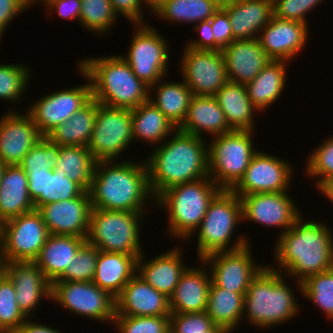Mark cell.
<instances>
[{
	"mask_svg": "<svg viewBox=\"0 0 333 333\" xmlns=\"http://www.w3.org/2000/svg\"><path fill=\"white\" fill-rule=\"evenodd\" d=\"M171 138L157 145L145 160L154 199L174 185L209 177L208 146L204 139L179 129Z\"/></svg>",
	"mask_w": 333,
	"mask_h": 333,
	"instance_id": "6da1fadb",
	"label": "cell"
},
{
	"mask_svg": "<svg viewBox=\"0 0 333 333\" xmlns=\"http://www.w3.org/2000/svg\"><path fill=\"white\" fill-rule=\"evenodd\" d=\"M274 254L284 272L295 277L302 293L303 281L333 268L332 230L322 222L303 223L300 215L289 230L280 234Z\"/></svg>",
	"mask_w": 333,
	"mask_h": 333,
	"instance_id": "7a4b0ae2",
	"label": "cell"
},
{
	"mask_svg": "<svg viewBox=\"0 0 333 333\" xmlns=\"http://www.w3.org/2000/svg\"><path fill=\"white\" fill-rule=\"evenodd\" d=\"M142 162L128 159L120 163L96 162L89 190L92 209L144 212L143 206L149 197L155 202L146 162Z\"/></svg>",
	"mask_w": 333,
	"mask_h": 333,
	"instance_id": "3957f363",
	"label": "cell"
},
{
	"mask_svg": "<svg viewBox=\"0 0 333 333\" xmlns=\"http://www.w3.org/2000/svg\"><path fill=\"white\" fill-rule=\"evenodd\" d=\"M92 58L78 64L91 82L92 98L99 104L134 109L149 100V86L138 79L120 55Z\"/></svg>",
	"mask_w": 333,
	"mask_h": 333,
	"instance_id": "277c9868",
	"label": "cell"
},
{
	"mask_svg": "<svg viewBox=\"0 0 333 333\" xmlns=\"http://www.w3.org/2000/svg\"><path fill=\"white\" fill-rule=\"evenodd\" d=\"M271 268L265 265L260 270L244 296L243 318L263 329L286 323L299 313L295 294L284 281L281 268Z\"/></svg>",
	"mask_w": 333,
	"mask_h": 333,
	"instance_id": "5b68a950",
	"label": "cell"
},
{
	"mask_svg": "<svg viewBox=\"0 0 333 333\" xmlns=\"http://www.w3.org/2000/svg\"><path fill=\"white\" fill-rule=\"evenodd\" d=\"M222 189L210 178L174 185L163 191L156 205L167 210L168 230L174 238L185 240L198 230L210 202ZM158 203V204H157Z\"/></svg>",
	"mask_w": 333,
	"mask_h": 333,
	"instance_id": "8992f818",
	"label": "cell"
},
{
	"mask_svg": "<svg viewBox=\"0 0 333 333\" xmlns=\"http://www.w3.org/2000/svg\"><path fill=\"white\" fill-rule=\"evenodd\" d=\"M242 221L241 198L231 190H221L210 202L198 228L199 260L216 252L236 250L247 245L249 242L244 235L229 245L235 226Z\"/></svg>",
	"mask_w": 333,
	"mask_h": 333,
	"instance_id": "52a82bcc",
	"label": "cell"
},
{
	"mask_svg": "<svg viewBox=\"0 0 333 333\" xmlns=\"http://www.w3.org/2000/svg\"><path fill=\"white\" fill-rule=\"evenodd\" d=\"M145 212L92 209L86 241L103 252L139 258L143 253L140 226Z\"/></svg>",
	"mask_w": 333,
	"mask_h": 333,
	"instance_id": "ba28073f",
	"label": "cell"
},
{
	"mask_svg": "<svg viewBox=\"0 0 333 333\" xmlns=\"http://www.w3.org/2000/svg\"><path fill=\"white\" fill-rule=\"evenodd\" d=\"M253 131L233 130L214 136L208 145L209 177L222 189L231 190L242 178L253 155Z\"/></svg>",
	"mask_w": 333,
	"mask_h": 333,
	"instance_id": "9c48e42d",
	"label": "cell"
},
{
	"mask_svg": "<svg viewBox=\"0 0 333 333\" xmlns=\"http://www.w3.org/2000/svg\"><path fill=\"white\" fill-rule=\"evenodd\" d=\"M131 109L108 107L97 102L88 149L96 162L114 161L132 142Z\"/></svg>",
	"mask_w": 333,
	"mask_h": 333,
	"instance_id": "30bf717a",
	"label": "cell"
},
{
	"mask_svg": "<svg viewBox=\"0 0 333 333\" xmlns=\"http://www.w3.org/2000/svg\"><path fill=\"white\" fill-rule=\"evenodd\" d=\"M51 299L62 308L90 319L113 323L115 298L92 281L56 280L51 284Z\"/></svg>",
	"mask_w": 333,
	"mask_h": 333,
	"instance_id": "8fae6325",
	"label": "cell"
},
{
	"mask_svg": "<svg viewBox=\"0 0 333 333\" xmlns=\"http://www.w3.org/2000/svg\"><path fill=\"white\" fill-rule=\"evenodd\" d=\"M128 54L120 55L133 73L149 87L167 74L169 51L166 40L152 26L136 24Z\"/></svg>",
	"mask_w": 333,
	"mask_h": 333,
	"instance_id": "7c38bea8",
	"label": "cell"
},
{
	"mask_svg": "<svg viewBox=\"0 0 333 333\" xmlns=\"http://www.w3.org/2000/svg\"><path fill=\"white\" fill-rule=\"evenodd\" d=\"M49 233L37 210L1 223V246L5 262L34 261Z\"/></svg>",
	"mask_w": 333,
	"mask_h": 333,
	"instance_id": "4fadbf2b",
	"label": "cell"
},
{
	"mask_svg": "<svg viewBox=\"0 0 333 333\" xmlns=\"http://www.w3.org/2000/svg\"><path fill=\"white\" fill-rule=\"evenodd\" d=\"M78 69L89 83L45 95L37 100L38 102L32 103L34 105L28 109L27 113L32 117L43 137L70 119L92 98L91 82L79 67Z\"/></svg>",
	"mask_w": 333,
	"mask_h": 333,
	"instance_id": "5bb4252c",
	"label": "cell"
},
{
	"mask_svg": "<svg viewBox=\"0 0 333 333\" xmlns=\"http://www.w3.org/2000/svg\"><path fill=\"white\" fill-rule=\"evenodd\" d=\"M180 62L183 81L196 96H215L227 82V70L222 51L183 49Z\"/></svg>",
	"mask_w": 333,
	"mask_h": 333,
	"instance_id": "9a60e30c",
	"label": "cell"
},
{
	"mask_svg": "<svg viewBox=\"0 0 333 333\" xmlns=\"http://www.w3.org/2000/svg\"><path fill=\"white\" fill-rule=\"evenodd\" d=\"M286 160L257 151L240 181L231 189L240 198L249 194L284 192L291 186L293 172Z\"/></svg>",
	"mask_w": 333,
	"mask_h": 333,
	"instance_id": "2e32d148",
	"label": "cell"
},
{
	"mask_svg": "<svg viewBox=\"0 0 333 333\" xmlns=\"http://www.w3.org/2000/svg\"><path fill=\"white\" fill-rule=\"evenodd\" d=\"M249 243L242 248L216 252L204 257L202 265L210 264L211 281L218 287L246 294L252 279L265 265H255Z\"/></svg>",
	"mask_w": 333,
	"mask_h": 333,
	"instance_id": "e0dca14e",
	"label": "cell"
},
{
	"mask_svg": "<svg viewBox=\"0 0 333 333\" xmlns=\"http://www.w3.org/2000/svg\"><path fill=\"white\" fill-rule=\"evenodd\" d=\"M287 191L249 194L241 197L243 220L269 227H280L285 233L301 215Z\"/></svg>",
	"mask_w": 333,
	"mask_h": 333,
	"instance_id": "ac0fdd59",
	"label": "cell"
},
{
	"mask_svg": "<svg viewBox=\"0 0 333 333\" xmlns=\"http://www.w3.org/2000/svg\"><path fill=\"white\" fill-rule=\"evenodd\" d=\"M91 210L90 194L84 191L75 198L45 204L37 211L49 234L87 238Z\"/></svg>",
	"mask_w": 333,
	"mask_h": 333,
	"instance_id": "d6986e66",
	"label": "cell"
},
{
	"mask_svg": "<svg viewBox=\"0 0 333 333\" xmlns=\"http://www.w3.org/2000/svg\"><path fill=\"white\" fill-rule=\"evenodd\" d=\"M42 137L28 113L8 111L0 120V160L6 165H19Z\"/></svg>",
	"mask_w": 333,
	"mask_h": 333,
	"instance_id": "ffe728a7",
	"label": "cell"
},
{
	"mask_svg": "<svg viewBox=\"0 0 333 333\" xmlns=\"http://www.w3.org/2000/svg\"><path fill=\"white\" fill-rule=\"evenodd\" d=\"M5 269L14 285L19 309L27 318L42 298L51 300V283L34 261H8Z\"/></svg>",
	"mask_w": 333,
	"mask_h": 333,
	"instance_id": "44dd1931",
	"label": "cell"
},
{
	"mask_svg": "<svg viewBox=\"0 0 333 333\" xmlns=\"http://www.w3.org/2000/svg\"><path fill=\"white\" fill-rule=\"evenodd\" d=\"M307 24L272 17L261 30L258 40L272 60H293L305 48L308 38Z\"/></svg>",
	"mask_w": 333,
	"mask_h": 333,
	"instance_id": "7402d4cb",
	"label": "cell"
},
{
	"mask_svg": "<svg viewBox=\"0 0 333 333\" xmlns=\"http://www.w3.org/2000/svg\"><path fill=\"white\" fill-rule=\"evenodd\" d=\"M116 314L126 316H170V299L155 290L137 273L115 298Z\"/></svg>",
	"mask_w": 333,
	"mask_h": 333,
	"instance_id": "603a6c76",
	"label": "cell"
},
{
	"mask_svg": "<svg viewBox=\"0 0 333 333\" xmlns=\"http://www.w3.org/2000/svg\"><path fill=\"white\" fill-rule=\"evenodd\" d=\"M228 81L246 85L272 60L257 38L234 40L222 50Z\"/></svg>",
	"mask_w": 333,
	"mask_h": 333,
	"instance_id": "cb8c5ba5",
	"label": "cell"
},
{
	"mask_svg": "<svg viewBox=\"0 0 333 333\" xmlns=\"http://www.w3.org/2000/svg\"><path fill=\"white\" fill-rule=\"evenodd\" d=\"M234 40L255 39L274 16L273 0H222Z\"/></svg>",
	"mask_w": 333,
	"mask_h": 333,
	"instance_id": "d4e9b609",
	"label": "cell"
},
{
	"mask_svg": "<svg viewBox=\"0 0 333 333\" xmlns=\"http://www.w3.org/2000/svg\"><path fill=\"white\" fill-rule=\"evenodd\" d=\"M180 248L175 247L147 262L143 260V254L137 260V274L155 290L168 297L173 294L186 269Z\"/></svg>",
	"mask_w": 333,
	"mask_h": 333,
	"instance_id": "484cf974",
	"label": "cell"
},
{
	"mask_svg": "<svg viewBox=\"0 0 333 333\" xmlns=\"http://www.w3.org/2000/svg\"><path fill=\"white\" fill-rule=\"evenodd\" d=\"M27 178L28 193L34 203L35 210L48 203L75 198L85 191L60 169L29 171Z\"/></svg>",
	"mask_w": 333,
	"mask_h": 333,
	"instance_id": "4316f807",
	"label": "cell"
},
{
	"mask_svg": "<svg viewBox=\"0 0 333 333\" xmlns=\"http://www.w3.org/2000/svg\"><path fill=\"white\" fill-rule=\"evenodd\" d=\"M203 268L187 267L169 297L172 313L206 311L211 274Z\"/></svg>",
	"mask_w": 333,
	"mask_h": 333,
	"instance_id": "83f0119b",
	"label": "cell"
},
{
	"mask_svg": "<svg viewBox=\"0 0 333 333\" xmlns=\"http://www.w3.org/2000/svg\"><path fill=\"white\" fill-rule=\"evenodd\" d=\"M177 129L201 138L202 131L213 137L233 131L214 96L196 95H193L186 117Z\"/></svg>",
	"mask_w": 333,
	"mask_h": 333,
	"instance_id": "f1b7e54d",
	"label": "cell"
},
{
	"mask_svg": "<svg viewBox=\"0 0 333 333\" xmlns=\"http://www.w3.org/2000/svg\"><path fill=\"white\" fill-rule=\"evenodd\" d=\"M85 242L86 238L73 235L49 234L34 262L52 284L64 274Z\"/></svg>",
	"mask_w": 333,
	"mask_h": 333,
	"instance_id": "f546056e",
	"label": "cell"
},
{
	"mask_svg": "<svg viewBox=\"0 0 333 333\" xmlns=\"http://www.w3.org/2000/svg\"><path fill=\"white\" fill-rule=\"evenodd\" d=\"M35 210L27 174L20 165H7L0 183V222Z\"/></svg>",
	"mask_w": 333,
	"mask_h": 333,
	"instance_id": "4dcf8cb0",
	"label": "cell"
},
{
	"mask_svg": "<svg viewBox=\"0 0 333 333\" xmlns=\"http://www.w3.org/2000/svg\"><path fill=\"white\" fill-rule=\"evenodd\" d=\"M137 260L128 254L100 251L92 282L116 298L137 273Z\"/></svg>",
	"mask_w": 333,
	"mask_h": 333,
	"instance_id": "1f68e13d",
	"label": "cell"
},
{
	"mask_svg": "<svg viewBox=\"0 0 333 333\" xmlns=\"http://www.w3.org/2000/svg\"><path fill=\"white\" fill-rule=\"evenodd\" d=\"M225 114L229 127L237 131H252L254 128L253 106L246 86L228 81L214 96Z\"/></svg>",
	"mask_w": 333,
	"mask_h": 333,
	"instance_id": "d6a6232c",
	"label": "cell"
},
{
	"mask_svg": "<svg viewBox=\"0 0 333 333\" xmlns=\"http://www.w3.org/2000/svg\"><path fill=\"white\" fill-rule=\"evenodd\" d=\"M287 63L285 60H271L251 82L245 85L257 111L270 108L279 98L286 85Z\"/></svg>",
	"mask_w": 333,
	"mask_h": 333,
	"instance_id": "836d02e7",
	"label": "cell"
},
{
	"mask_svg": "<svg viewBox=\"0 0 333 333\" xmlns=\"http://www.w3.org/2000/svg\"><path fill=\"white\" fill-rule=\"evenodd\" d=\"M97 101L91 98L67 121L53 129L46 137L59 146H88L95 124Z\"/></svg>",
	"mask_w": 333,
	"mask_h": 333,
	"instance_id": "e575fe53",
	"label": "cell"
},
{
	"mask_svg": "<svg viewBox=\"0 0 333 333\" xmlns=\"http://www.w3.org/2000/svg\"><path fill=\"white\" fill-rule=\"evenodd\" d=\"M221 4L222 0H152L150 11L168 21L198 24L210 20Z\"/></svg>",
	"mask_w": 333,
	"mask_h": 333,
	"instance_id": "d590c367",
	"label": "cell"
},
{
	"mask_svg": "<svg viewBox=\"0 0 333 333\" xmlns=\"http://www.w3.org/2000/svg\"><path fill=\"white\" fill-rule=\"evenodd\" d=\"M244 296L218 287L211 281L205 312L214 325L232 333L243 317Z\"/></svg>",
	"mask_w": 333,
	"mask_h": 333,
	"instance_id": "8d00e7d4",
	"label": "cell"
},
{
	"mask_svg": "<svg viewBox=\"0 0 333 333\" xmlns=\"http://www.w3.org/2000/svg\"><path fill=\"white\" fill-rule=\"evenodd\" d=\"M132 136L151 144L162 143L173 135L177 128L172 122L149 100L131 109Z\"/></svg>",
	"mask_w": 333,
	"mask_h": 333,
	"instance_id": "74e56055",
	"label": "cell"
},
{
	"mask_svg": "<svg viewBox=\"0 0 333 333\" xmlns=\"http://www.w3.org/2000/svg\"><path fill=\"white\" fill-rule=\"evenodd\" d=\"M159 82L149 87V91L155 89L157 92L155 100L154 97L151 98V93H149V101L178 128L186 117L193 93L182 80L180 82Z\"/></svg>",
	"mask_w": 333,
	"mask_h": 333,
	"instance_id": "f35d334b",
	"label": "cell"
},
{
	"mask_svg": "<svg viewBox=\"0 0 333 333\" xmlns=\"http://www.w3.org/2000/svg\"><path fill=\"white\" fill-rule=\"evenodd\" d=\"M96 161L87 146H60L56 168L89 192Z\"/></svg>",
	"mask_w": 333,
	"mask_h": 333,
	"instance_id": "ab89813d",
	"label": "cell"
},
{
	"mask_svg": "<svg viewBox=\"0 0 333 333\" xmlns=\"http://www.w3.org/2000/svg\"><path fill=\"white\" fill-rule=\"evenodd\" d=\"M116 19L110 0H81L79 22L90 32L105 34L113 27Z\"/></svg>",
	"mask_w": 333,
	"mask_h": 333,
	"instance_id": "60d3db41",
	"label": "cell"
},
{
	"mask_svg": "<svg viewBox=\"0 0 333 333\" xmlns=\"http://www.w3.org/2000/svg\"><path fill=\"white\" fill-rule=\"evenodd\" d=\"M302 294L333 321V268L312 275L303 281Z\"/></svg>",
	"mask_w": 333,
	"mask_h": 333,
	"instance_id": "b9f144b4",
	"label": "cell"
},
{
	"mask_svg": "<svg viewBox=\"0 0 333 333\" xmlns=\"http://www.w3.org/2000/svg\"><path fill=\"white\" fill-rule=\"evenodd\" d=\"M29 67L21 64L0 65V98L9 103L20 100L29 82ZM11 101V102H10Z\"/></svg>",
	"mask_w": 333,
	"mask_h": 333,
	"instance_id": "7bdbcfd3",
	"label": "cell"
},
{
	"mask_svg": "<svg viewBox=\"0 0 333 333\" xmlns=\"http://www.w3.org/2000/svg\"><path fill=\"white\" fill-rule=\"evenodd\" d=\"M11 280L5 276L0 281V327L14 333L28 318L19 309Z\"/></svg>",
	"mask_w": 333,
	"mask_h": 333,
	"instance_id": "ee69618b",
	"label": "cell"
},
{
	"mask_svg": "<svg viewBox=\"0 0 333 333\" xmlns=\"http://www.w3.org/2000/svg\"><path fill=\"white\" fill-rule=\"evenodd\" d=\"M60 146L42 137L24 156L20 167L27 174L29 171H50L56 168Z\"/></svg>",
	"mask_w": 333,
	"mask_h": 333,
	"instance_id": "f6af8a7d",
	"label": "cell"
},
{
	"mask_svg": "<svg viewBox=\"0 0 333 333\" xmlns=\"http://www.w3.org/2000/svg\"><path fill=\"white\" fill-rule=\"evenodd\" d=\"M100 250L87 241L79 248L70 266L58 280L89 282L93 280Z\"/></svg>",
	"mask_w": 333,
	"mask_h": 333,
	"instance_id": "bcb514c9",
	"label": "cell"
},
{
	"mask_svg": "<svg viewBox=\"0 0 333 333\" xmlns=\"http://www.w3.org/2000/svg\"><path fill=\"white\" fill-rule=\"evenodd\" d=\"M113 323L119 333H170L169 316L115 315Z\"/></svg>",
	"mask_w": 333,
	"mask_h": 333,
	"instance_id": "7dc6e473",
	"label": "cell"
},
{
	"mask_svg": "<svg viewBox=\"0 0 333 333\" xmlns=\"http://www.w3.org/2000/svg\"><path fill=\"white\" fill-rule=\"evenodd\" d=\"M305 169L308 176L318 179L315 187L333 177V137L327 138L309 155Z\"/></svg>",
	"mask_w": 333,
	"mask_h": 333,
	"instance_id": "c3c4849f",
	"label": "cell"
},
{
	"mask_svg": "<svg viewBox=\"0 0 333 333\" xmlns=\"http://www.w3.org/2000/svg\"><path fill=\"white\" fill-rule=\"evenodd\" d=\"M170 333H205L214 324L205 311L171 313Z\"/></svg>",
	"mask_w": 333,
	"mask_h": 333,
	"instance_id": "681fc988",
	"label": "cell"
},
{
	"mask_svg": "<svg viewBox=\"0 0 333 333\" xmlns=\"http://www.w3.org/2000/svg\"><path fill=\"white\" fill-rule=\"evenodd\" d=\"M323 0H273L274 16L307 24L306 14Z\"/></svg>",
	"mask_w": 333,
	"mask_h": 333,
	"instance_id": "f907efd6",
	"label": "cell"
},
{
	"mask_svg": "<svg viewBox=\"0 0 333 333\" xmlns=\"http://www.w3.org/2000/svg\"><path fill=\"white\" fill-rule=\"evenodd\" d=\"M210 20L212 32L215 37V51H221L234 41L228 14L222 7H220Z\"/></svg>",
	"mask_w": 333,
	"mask_h": 333,
	"instance_id": "816d5d0a",
	"label": "cell"
},
{
	"mask_svg": "<svg viewBox=\"0 0 333 333\" xmlns=\"http://www.w3.org/2000/svg\"><path fill=\"white\" fill-rule=\"evenodd\" d=\"M110 2L117 16L122 14L135 25L144 24L142 16L144 5L147 4L146 7L152 9V0H110Z\"/></svg>",
	"mask_w": 333,
	"mask_h": 333,
	"instance_id": "f5cc1de1",
	"label": "cell"
},
{
	"mask_svg": "<svg viewBox=\"0 0 333 333\" xmlns=\"http://www.w3.org/2000/svg\"><path fill=\"white\" fill-rule=\"evenodd\" d=\"M30 6L32 4L29 0H0V38H2L9 22Z\"/></svg>",
	"mask_w": 333,
	"mask_h": 333,
	"instance_id": "db71d44e",
	"label": "cell"
},
{
	"mask_svg": "<svg viewBox=\"0 0 333 333\" xmlns=\"http://www.w3.org/2000/svg\"><path fill=\"white\" fill-rule=\"evenodd\" d=\"M41 3H45L51 11L57 12L61 19H80L81 0H43Z\"/></svg>",
	"mask_w": 333,
	"mask_h": 333,
	"instance_id": "11a10c76",
	"label": "cell"
},
{
	"mask_svg": "<svg viewBox=\"0 0 333 333\" xmlns=\"http://www.w3.org/2000/svg\"><path fill=\"white\" fill-rule=\"evenodd\" d=\"M200 33L199 40L189 41L185 47L195 50L215 51V37L212 32L211 20H204L193 26Z\"/></svg>",
	"mask_w": 333,
	"mask_h": 333,
	"instance_id": "9f6ffc18",
	"label": "cell"
},
{
	"mask_svg": "<svg viewBox=\"0 0 333 333\" xmlns=\"http://www.w3.org/2000/svg\"><path fill=\"white\" fill-rule=\"evenodd\" d=\"M14 333H61L45 324L26 320Z\"/></svg>",
	"mask_w": 333,
	"mask_h": 333,
	"instance_id": "6f0895ef",
	"label": "cell"
},
{
	"mask_svg": "<svg viewBox=\"0 0 333 333\" xmlns=\"http://www.w3.org/2000/svg\"><path fill=\"white\" fill-rule=\"evenodd\" d=\"M316 188L333 203V177L323 180Z\"/></svg>",
	"mask_w": 333,
	"mask_h": 333,
	"instance_id": "680465c9",
	"label": "cell"
},
{
	"mask_svg": "<svg viewBox=\"0 0 333 333\" xmlns=\"http://www.w3.org/2000/svg\"><path fill=\"white\" fill-rule=\"evenodd\" d=\"M205 333H227L223 328L213 325L209 330L205 331Z\"/></svg>",
	"mask_w": 333,
	"mask_h": 333,
	"instance_id": "91938a15",
	"label": "cell"
},
{
	"mask_svg": "<svg viewBox=\"0 0 333 333\" xmlns=\"http://www.w3.org/2000/svg\"><path fill=\"white\" fill-rule=\"evenodd\" d=\"M0 271H6L5 269V260L3 257L2 246L0 245Z\"/></svg>",
	"mask_w": 333,
	"mask_h": 333,
	"instance_id": "94428289",
	"label": "cell"
},
{
	"mask_svg": "<svg viewBox=\"0 0 333 333\" xmlns=\"http://www.w3.org/2000/svg\"><path fill=\"white\" fill-rule=\"evenodd\" d=\"M6 166H7V165L4 164V163L0 160V183H1L2 175H3V172H4Z\"/></svg>",
	"mask_w": 333,
	"mask_h": 333,
	"instance_id": "6125c7cd",
	"label": "cell"
},
{
	"mask_svg": "<svg viewBox=\"0 0 333 333\" xmlns=\"http://www.w3.org/2000/svg\"><path fill=\"white\" fill-rule=\"evenodd\" d=\"M6 276V271H0V281Z\"/></svg>",
	"mask_w": 333,
	"mask_h": 333,
	"instance_id": "be15d7a7",
	"label": "cell"
},
{
	"mask_svg": "<svg viewBox=\"0 0 333 333\" xmlns=\"http://www.w3.org/2000/svg\"><path fill=\"white\" fill-rule=\"evenodd\" d=\"M0 333H9L7 330L0 327Z\"/></svg>",
	"mask_w": 333,
	"mask_h": 333,
	"instance_id": "e7e4bbea",
	"label": "cell"
},
{
	"mask_svg": "<svg viewBox=\"0 0 333 333\" xmlns=\"http://www.w3.org/2000/svg\"><path fill=\"white\" fill-rule=\"evenodd\" d=\"M37 1H38V2H42L43 0H33V1L31 2V4L33 5L34 3H37Z\"/></svg>",
	"mask_w": 333,
	"mask_h": 333,
	"instance_id": "03108f58",
	"label": "cell"
},
{
	"mask_svg": "<svg viewBox=\"0 0 333 333\" xmlns=\"http://www.w3.org/2000/svg\"><path fill=\"white\" fill-rule=\"evenodd\" d=\"M0 245H1V222H0Z\"/></svg>",
	"mask_w": 333,
	"mask_h": 333,
	"instance_id": "003e7915",
	"label": "cell"
}]
</instances>
